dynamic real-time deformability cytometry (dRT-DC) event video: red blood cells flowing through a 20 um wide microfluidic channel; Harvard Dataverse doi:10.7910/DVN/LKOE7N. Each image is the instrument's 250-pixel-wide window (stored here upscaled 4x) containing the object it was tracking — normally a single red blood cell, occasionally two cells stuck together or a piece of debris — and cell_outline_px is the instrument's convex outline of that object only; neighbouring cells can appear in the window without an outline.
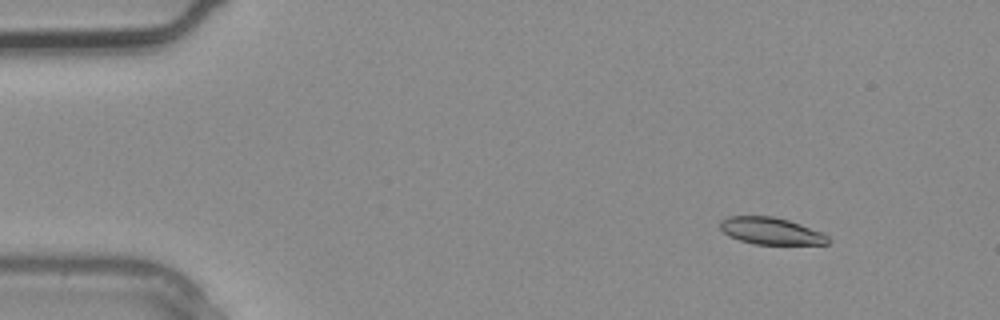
{"species": "common noctule bat (a hibernating species)", "species_latin": "Nyctalus noctula", "temperature_condition": "warm", "stored_images_in_passage": 3, "camera_frame_rate_fps": 3000, "um_per_image_px": 0.085, "animal": {"sex": "male", "body_mass_g": 20.4}, "frame": {"image": 1, "passage_image": 1, "time_ms": 0.0, "image_size_px": [1000, 320], "cell_outline_px": [[832, 240], [828, 244], [752, 244], [728, 236], [720, 228], [720, 220], [728, 216], [772, 216], [788, 220], [800, 224], [820, 232], [828, 236]], "centroid_in_image_um": [65.51, 19.63], "position_along_channel_um": 19.5, "area_um2": 16.94}}
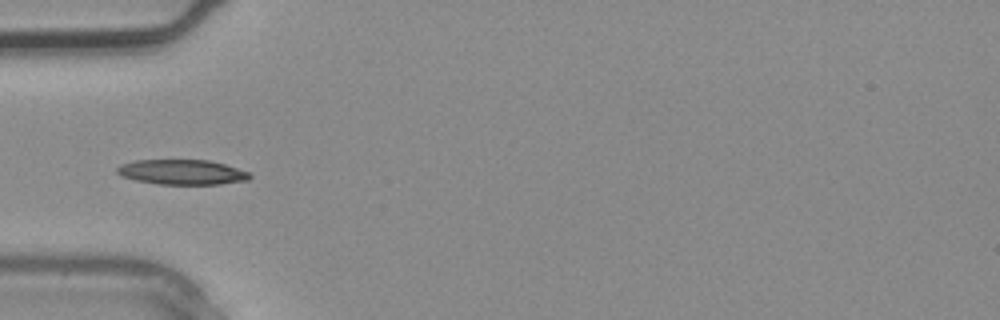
{"frame": {"image": 2, "passage_image": 3, "time_ms": 0.667, "image_size_px": [1000, 320], "cell_outline_px": [[252, 176], [248, 180], [220, 184], [160, 184], [136, 180], [120, 176], [116, 172], [116, 168], [120, 164], [132, 160], [208, 160], [224, 164], [248, 172]], "centroid_in_image_um": [15.42, 14.62], "position_along_channel_um": 69.6, "area_um2": 19.31}}